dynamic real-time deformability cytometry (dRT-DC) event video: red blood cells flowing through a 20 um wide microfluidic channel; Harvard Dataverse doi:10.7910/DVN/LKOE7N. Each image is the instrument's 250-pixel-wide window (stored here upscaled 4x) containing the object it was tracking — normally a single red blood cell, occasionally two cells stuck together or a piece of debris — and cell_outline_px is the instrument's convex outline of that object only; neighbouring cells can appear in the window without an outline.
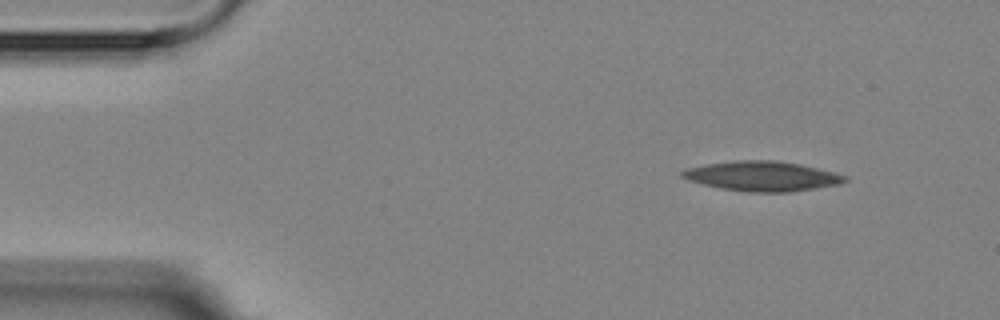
{"species": "Egyptian fruit bat (a non-hibernating species)", "species_latin": "Rousettus aegyptiacus", "temperature_condition": "room temperature", "stored_images_in_passage": 3, "camera_frame_rate_fps": 3000, "um_per_image_px": 0.085, "animal": {"sex": "female"}, "frame": {"image": 1, "passage_image": 1, "time_ms": 0.0, "image_size_px": [1000, 320], "cell_outline_px": [[848, 180], [840, 184], [816, 188], [788, 192], [748, 192], [720, 188], [688, 180], [680, 176], [680, 172], [684, 168], [732, 160], [772, 160], [800, 164], [848, 176]], "centroid_in_image_um": [64.76, 14.97], "position_along_channel_um": 20.2, "area_um2": 28.21}}
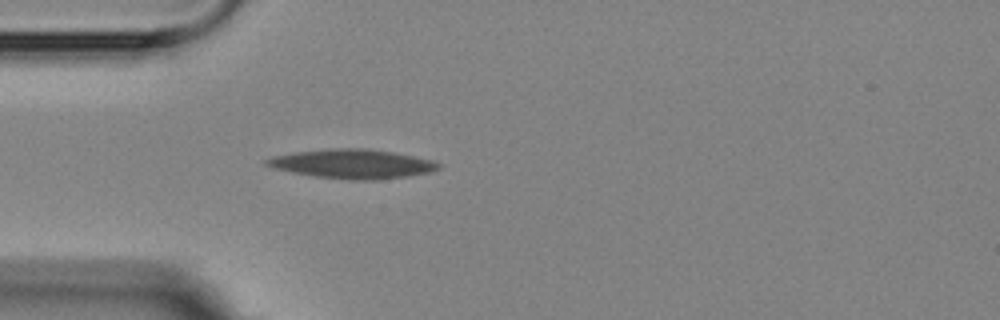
{"frame": {"image": 2, "passage_image": 3, "time_ms": 3.0, "image_size_px": [1000, 320], "cell_outline_px": [[444, 164], [440, 168], [428, 172], [408, 176], [372, 180], [364, 180], [316, 176], [292, 172], [276, 168], [264, 164], [264, 160], [272, 156], [296, 152], [332, 148], [360, 148], [392, 152], [432, 160]], "centroid_in_image_um": [29.97, 13.92], "position_along_channel_um": 55.0, "area_um2": 28.73}}